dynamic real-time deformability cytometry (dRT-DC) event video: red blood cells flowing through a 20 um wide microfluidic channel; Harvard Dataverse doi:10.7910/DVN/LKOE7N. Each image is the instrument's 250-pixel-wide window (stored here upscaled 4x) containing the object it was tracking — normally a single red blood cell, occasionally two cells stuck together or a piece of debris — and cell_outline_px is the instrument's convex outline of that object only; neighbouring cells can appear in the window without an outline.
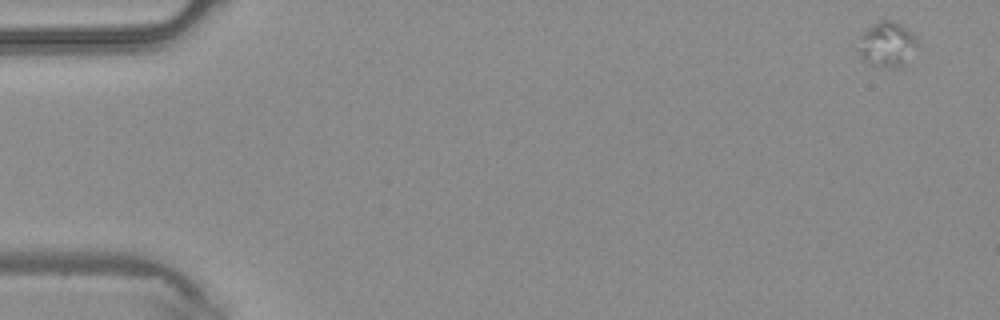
{"species": "common noctule bat (a hibernating species)", "species_latin": "Nyctalus noctula", "temperature_condition": "warm", "stored_images_in_passage": 5, "camera_frame_rate_fps": 3000, "um_per_image_px": 0.085, "animal": {"sex": "male", "body_mass_g": 20.4}, "frame": {"image": 1, "passage_image": 1, "time_ms": 0.0, "image_size_px": [1000, 320], "cell_outline_px": [[916, 44], [904, 68], [876, 68], [868, 64], [860, 56], [860, 36], [868, 28], [880, 20], [892, 20], [900, 24], [912, 32], [916, 36]], "centroid_in_image_um": [75.4, 3.82], "position_along_channel_um": 9.6, "area_um2": 15.55}}